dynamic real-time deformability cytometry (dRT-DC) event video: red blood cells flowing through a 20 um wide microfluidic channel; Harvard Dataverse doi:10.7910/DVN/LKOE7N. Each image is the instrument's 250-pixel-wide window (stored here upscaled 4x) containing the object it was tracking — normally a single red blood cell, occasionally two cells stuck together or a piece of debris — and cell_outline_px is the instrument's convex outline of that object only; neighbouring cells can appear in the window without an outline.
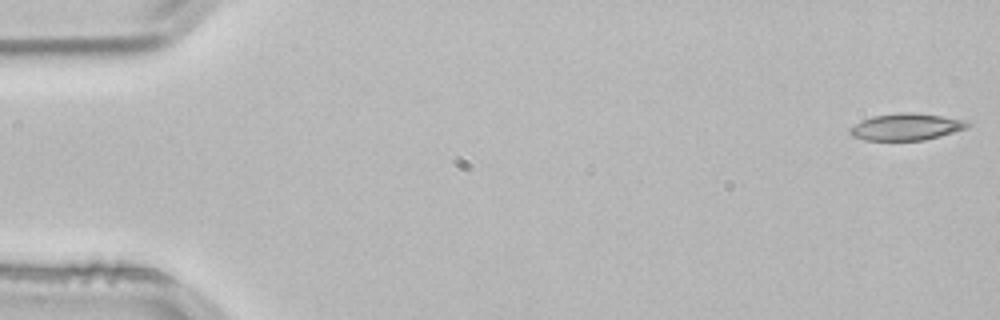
{"species": "common noctule bat (a hibernating species)", "species_latin": "Nyctalus noctula", "temperature_condition": "room temperature", "stored_images_in_passage": 53, "camera_frame_rate_fps": 3000, "um_per_image_px": 0.085, "animal": {"sex": "male", "body_mass_g": 21.5, "forearm_length_mm": 52.0}, "frame": {"image": 1, "passage_image": 1, "time_ms": 0.0, "image_size_px": [1000, 320], "cell_outline_px": [[972, 124], [968, 128], [940, 136], [924, 140], [864, 140], [852, 136], [848, 132], [848, 128], [860, 120], [872, 116], [900, 112], [912, 112], [940, 116], [964, 120]], "centroid_in_image_um": [76.99, 10.78], "position_along_channel_um": 8.0, "area_um2": 18.5}}
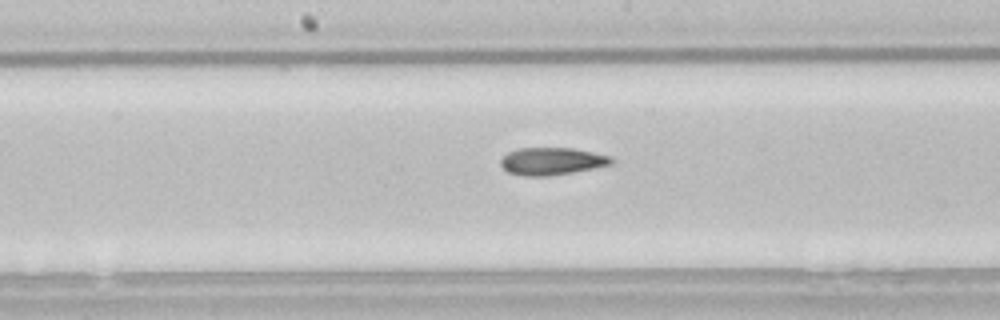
{"frame": {"image": 2, "passage_image": 27, "time_ms": 8.667, "image_size_px": [1000, 320], "cell_outline_px": [[612, 164], [572, 172], [548, 176], [524, 176], [508, 172], [500, 164], [500, 160], [508, 152], [520, 148], [572, 148], [612, 156]], "centroid_in_image_um": [46.89, 13.7], "position_along_channel_um": 201.3, "area_um2": 17.51}}
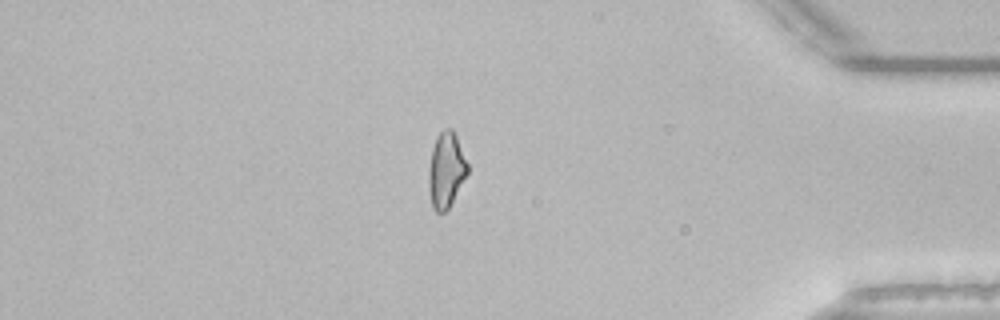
{"frame": {"image": 3, "passage_image": 45, "time_ms": 14.667, "image_size_px": [1000, 320], "cell_outline_px": [[468, 172], [448, 208], [444, 212], [436, 212], [432, 208], [428, 188], [428, 172], [432, 148], [436, 136], [444, 128], [452, 128], [456, 136], [468, 164]], "centroid_in_image_um": [37.89, 14.44], "position_along_channel_um": 397.3, "area_um2": 16.99}, "authors_computed_cell_mechanics": {"area_um2": 17.7446, "velocity_mm_per_s": 3.8547, "shape_relaxation_time_tau1_ms": null, "shape_relaxation_time_tau2_ms": 3.8906, "deformation_change_tau1": null, "deformation_change_tau2": 0.1157}}